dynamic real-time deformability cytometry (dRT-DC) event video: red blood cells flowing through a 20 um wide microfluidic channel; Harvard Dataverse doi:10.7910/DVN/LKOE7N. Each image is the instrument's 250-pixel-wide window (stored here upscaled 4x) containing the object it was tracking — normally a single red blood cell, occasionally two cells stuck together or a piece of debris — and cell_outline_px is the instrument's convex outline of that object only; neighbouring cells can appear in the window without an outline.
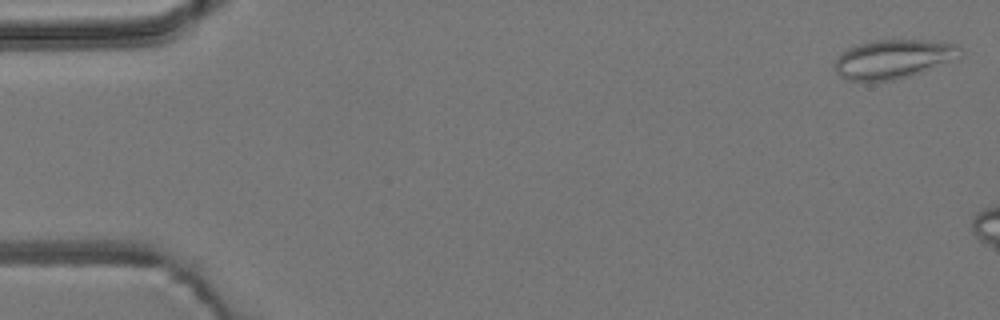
{"species": "common noctule bat (a hibernating species)", "species_latin": "Nyctalus noctula", "temperature_condition": "room temperature", "stored_images_in_passage": 7, "camera_frame_rate_fps": 3000, "um_per_image_px": 0.085, "animal": {"sex": "male", "body_mass_g": 19.2, "forearm_length_mm": 51.8}, "frame": {"image": 1, "passage_image": 2, "time_ms": 0.333, "image_size_px": [1000, 320], "cell_outline_px": [[960, 48], [920, 72], [908, 76], [892, 80], [844, 80], [836, 72], [836, 60], [840, 52], [856, 44], [876, 40], [924, 40], [956, 44]], "centroid_in_image_um": [75.67, 5.0], "position_along_channel_um": 9.3, "area_um2": 26.76}}